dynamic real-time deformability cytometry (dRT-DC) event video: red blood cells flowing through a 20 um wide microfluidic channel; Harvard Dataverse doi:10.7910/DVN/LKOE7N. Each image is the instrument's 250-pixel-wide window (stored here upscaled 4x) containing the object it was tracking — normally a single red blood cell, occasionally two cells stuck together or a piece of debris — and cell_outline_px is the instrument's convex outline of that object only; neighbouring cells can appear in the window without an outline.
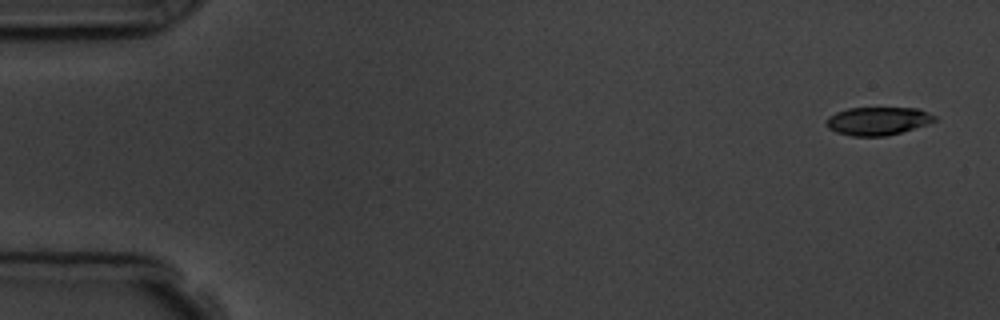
{"species": "common noctule bat (a hibernating species)", "species_latin": "Nyctalus noctula", "temperature_condition": "room temperature", "stored_images_in_passage": 4, "camera_frame_rate_fps": 3000, "um_per_image_px": 0.085, "animal": {"sex": "male", "body_mass_g": 19.5, "forearm_length_mm": 54.6}, "frame": {"image": 1, "passage_image": 1, "time_ms": 0.0, "image_size_px": [1000, 320], "cell_outline_px": [[936, 120], [900, 132], [884, 136], [852, 136], [836, 132], [828, 128], [828, 116], [836, 112], [848, 108], [920, 108], [936, 116]], "centroid_in_image_um": [74.6, 10.27], "position_along_channel_um": 10.4, "area_um2": 17.46}}